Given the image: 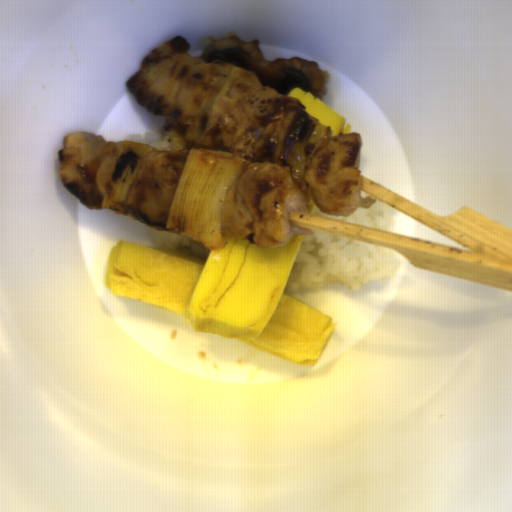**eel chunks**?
I'll return each mask as SVG.
<instances>
[{"mask_svg":"<svg viewBox=\"0 0 512 512\" xmlns=\"http://www.w3.org/2000/svg\"><path fill=\"white\" fill-rule=\"evenodd\" d=\"M200 58L204 62L223 61L252 70L259 81L279 94H288L295 87L322 99L331 81L329 71L320 69L318 62L306 61L299 56L289 59H264L259 38L239 39L238 32L229 31L224 37L205 35Z\"/></svg>","mask_w":512,"mask_h":512,"instance_id":"4dd315ae","label":"eel chunks"}]
</instances>
